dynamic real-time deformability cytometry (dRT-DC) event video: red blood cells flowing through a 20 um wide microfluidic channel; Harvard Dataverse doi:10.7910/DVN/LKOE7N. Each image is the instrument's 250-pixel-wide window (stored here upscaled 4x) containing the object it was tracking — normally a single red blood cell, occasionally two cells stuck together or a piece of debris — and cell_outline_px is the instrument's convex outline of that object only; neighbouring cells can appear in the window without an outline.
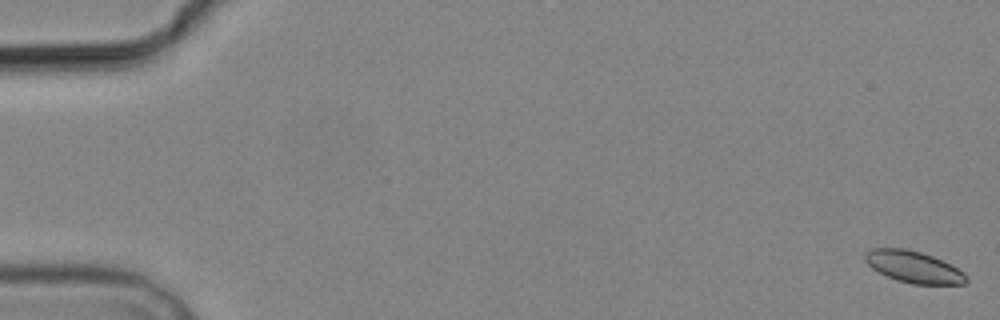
{"species": "common noctule bat (a hibernating species)", "species_latin": "Nyctalus noctula", "temperature_condition": "cold", "stored_images_in_passage": 4, "camera_frame_rate_fps": 3000, "um_per_image_px": 0.085, "animal": {"sex": "male", "body_mass_g": 19.2, "forearm_length_mm": 51.8}, "frame": {"image": 1, "passage_image": 1, "time_ms": 0.0, "image_size_px": [1000, 320], "cell_outline_px": [[968, 280], [964, 284], [912, 284], [896, 280], [872, 268], [864, 260], [864, 256], [872, 248], [904, 248], [920, 252], [932, 256], [964, 272], [968, 276]], "centroid_in_image_um": [77.66, 22.69], "position_along_channel_um": 7.3, "area_um2": 18.44}}